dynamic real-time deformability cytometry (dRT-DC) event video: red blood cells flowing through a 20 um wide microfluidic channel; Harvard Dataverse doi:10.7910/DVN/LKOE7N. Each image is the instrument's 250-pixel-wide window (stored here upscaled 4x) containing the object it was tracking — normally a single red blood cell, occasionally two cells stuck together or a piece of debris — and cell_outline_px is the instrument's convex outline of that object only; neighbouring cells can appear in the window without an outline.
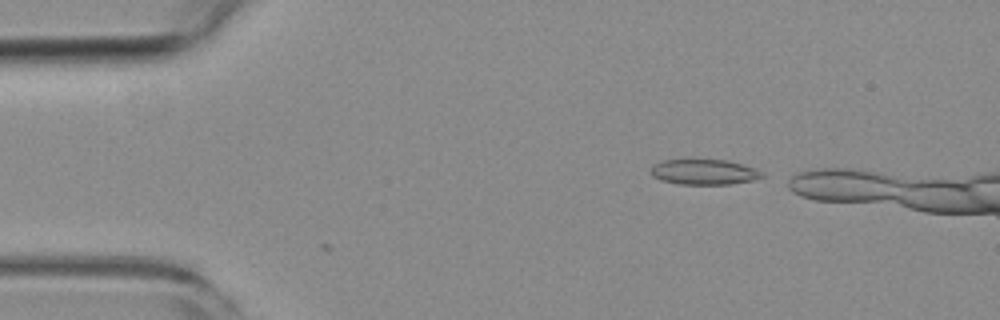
{"species": "common noctule bat (a hibernating species)", "species_latin": "Nyctalus noctula", "temperature_condition": "room temperature", "stored_images_in_passage": 2, "camera_frame_rate_fps": 3000, "um_per_image_px": 0.085, "animal": {"sex": "female", "body_mass_g": 19.3, "forearm_length_mm": 54.1}, "frame": {"image": 1, "passage_image": 1, "time_ms": 0.0, "image_size_px": [1000, 320], "cell_outline_px": [[764, 176], [752, 180], [732, 184], [680, 184], [660, 180], [652, 176], [648, 172], [648, 168], [652, 164], [664, 160], [684, 156], [728, 160], [744, 164], [764, 172]], "centroid_in_image_um": [59.75, 14.55], "position_along_channel_um": 25.2, "area_um2": 17.57}}